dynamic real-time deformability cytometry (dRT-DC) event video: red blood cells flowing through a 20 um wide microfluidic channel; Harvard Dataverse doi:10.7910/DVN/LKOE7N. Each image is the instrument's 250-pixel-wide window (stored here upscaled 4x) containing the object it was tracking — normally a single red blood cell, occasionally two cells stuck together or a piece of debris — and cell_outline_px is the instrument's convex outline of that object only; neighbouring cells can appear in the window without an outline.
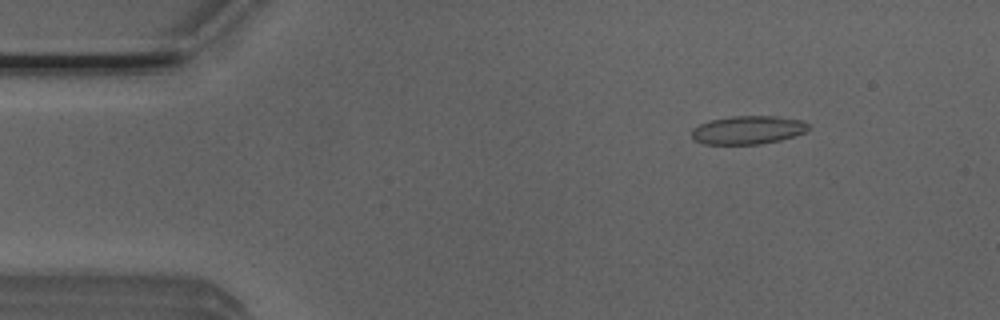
{"species": "Egyptian fruit bat (a non-hibernating species)", "species_latin": "Rousettus aegyptiacus", "temperature_condition": "room temperature", "stored_images_in_passage": 47, "camera_frame_rate_fps": 3000, "um_per_image_px": 0.085, "animal": {"sex": "male"}, "frame": {"image": 1, "passage_image": 2, "time_ms": 0.333, "image_size_px": [1000, 320], "cell_outline_px": [[808, 128], [804, 132], [780, 140], [760, 144], [704, 144], [696, 140], [692, 136], [692, 128], [700, 124], [712, 120], [732, 116], [776, 116], [804, 120], [808, 124]], "centroid_in_image_um": [63.58, 11.04], "position_along_channel_um": 21.4, "area_um2": 19.13}}
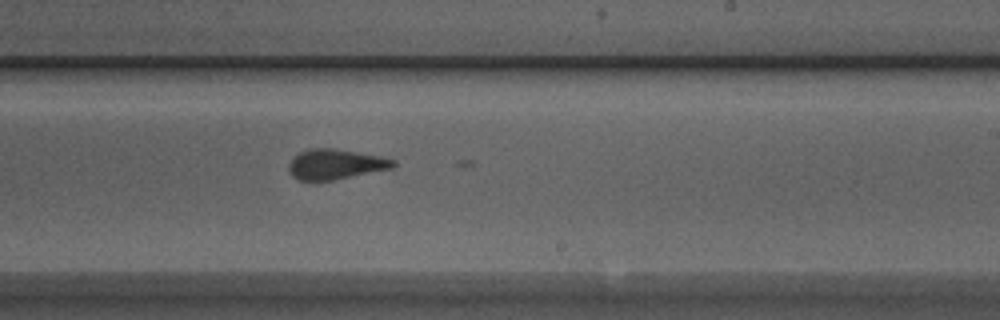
{"frame": {"image": 2, "passage_image": 26, "time_ms": 8.333, "image_size_px": [1000, 320], "cell_outline_px": [[396, 164], [392, 168], [332, 180], [300, 180], [292, 176], [288, 172], [288, 164], [300, 152], [308, 148], [332, 148], [380, 156], [396, 160]], "centroid_in_image_um": [28.5, 13.95], "position_along_channel_um": 260.5, "area_um2": 18.15}}
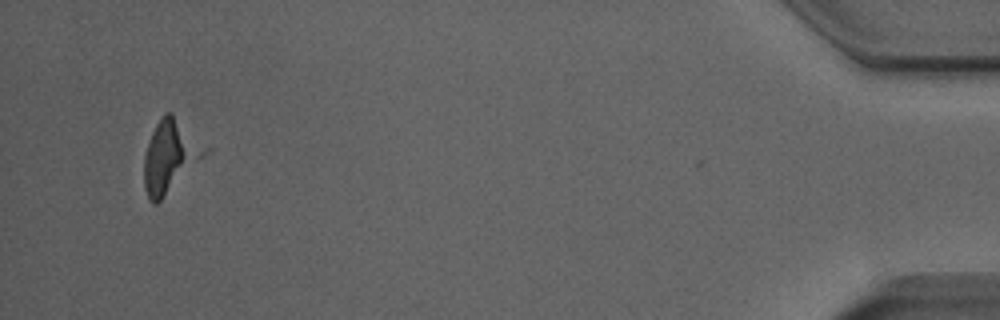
{"frame": {"image": 3, "passage_image": 45, "time_ms": 14.667, "image_size_px": [1000, 320], "cell_outline_px": [[188, 156], [160, 200], [156, 204], [152, 204], [148, 200], [144, 188], [144, 156], [152, 132], [160, 116], [164, 112], [172, 112]], "centroid_in_image_um": [13.85, 13.38], "position_along_channel_um": 421.3, "area_um2": 18.44}, "authors_computed_cell_mechanics": {"area_um2": 18.9006, "velocity_mm_per_s": 3.9095, "shape_relaxation_time_tau1_ms": null, "shape_relaxation_time_tau2_ms": 0.965, "deformation_change_tau1": null, "deformation_change_tau2": 0.0761}}